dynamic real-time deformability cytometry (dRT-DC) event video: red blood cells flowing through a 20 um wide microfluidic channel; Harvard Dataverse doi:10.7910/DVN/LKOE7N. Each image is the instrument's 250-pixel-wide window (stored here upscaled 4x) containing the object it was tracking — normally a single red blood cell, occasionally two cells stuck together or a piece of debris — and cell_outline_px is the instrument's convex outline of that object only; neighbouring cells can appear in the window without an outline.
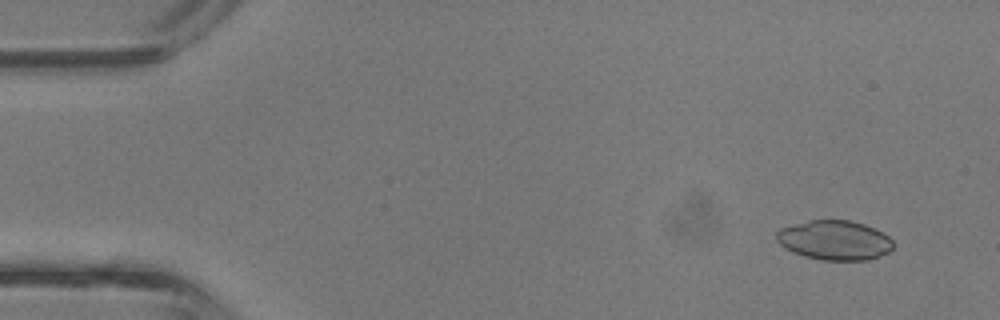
{"species": "common noctule bat (a hibernating species)", "species_latin": "Nyctalus noctula", "temperature_condition": "room temperature", "stored_images_in_passage": 40, "camera_frame_rate_fps": 3000, "um_per_image_px": 0.085, "animal": {"sex": "male", "body_mass_g": 13.3}, "frame": {"image": 1, "passage_image": 1, "time_ms": 0.0, "image_size_px": [1000, 320], "cell_outline_px": [[892, 248], [888, 252], [880, 256], [868, 260], [824, 260], [804, 256], [792, 252], [780, 244], [776, 240], [776, 232], [780, 228], [812, 220], [848, 220], [864, 224], [888, 236], [892, 240]], "centroid_in_image_um": [70.92, 20.42], "position_along_channel_um": 14.1, "area_um2": 26.65}}
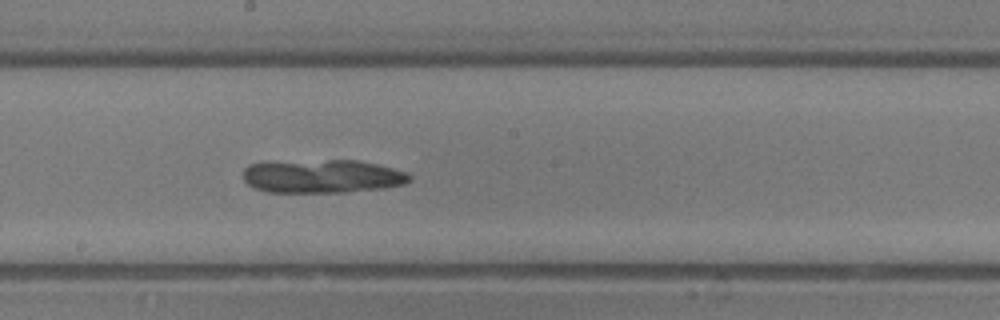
{"frame": {"image": 2, "passage_image": 21, "time_ms": 6.667, "image_size_px": [1000, 320], "cell_outline_px": [[412, 180], [404, 184], [384, 188], [348, 192], [268, 192], [256, 188], [248, 184], [244, 180], [244, 168], [248, 164], [328, 160], [356, 160], [376, 164], [392, 168], [404, 172], [412, 176]], "centroid_in_image_um": [27.44, 15.0], "position_along_channel_um": 220.8, "area_um2": 32.08}}
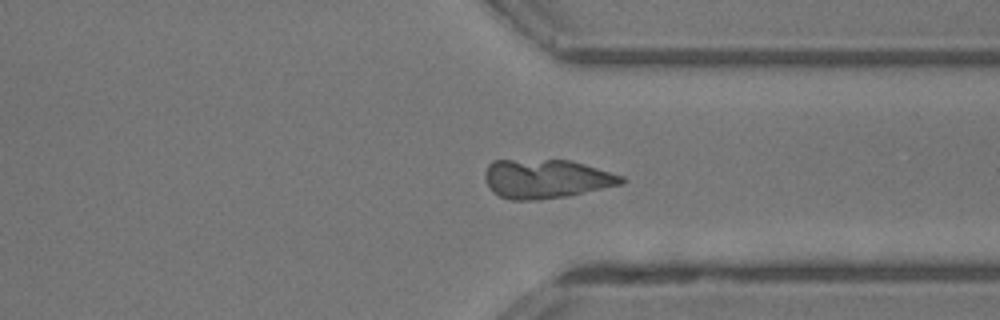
{"frame": {"image": 3, "passage_image": 30, "time_ms": 9.667, "image_size_px": [1000, 320], "cell_outline_px": [[624, 184], [568, 196], [540, 200], [512, 200], [500, 196], [492, 192], [484, 176], [484, 172], [488, 164], [492, 160], [572, 160], [624, 176]], "centroid_in_image_um": [46.43, 15.2], "position_along_channel_um": 365.0, "area_um2": 31.27}}